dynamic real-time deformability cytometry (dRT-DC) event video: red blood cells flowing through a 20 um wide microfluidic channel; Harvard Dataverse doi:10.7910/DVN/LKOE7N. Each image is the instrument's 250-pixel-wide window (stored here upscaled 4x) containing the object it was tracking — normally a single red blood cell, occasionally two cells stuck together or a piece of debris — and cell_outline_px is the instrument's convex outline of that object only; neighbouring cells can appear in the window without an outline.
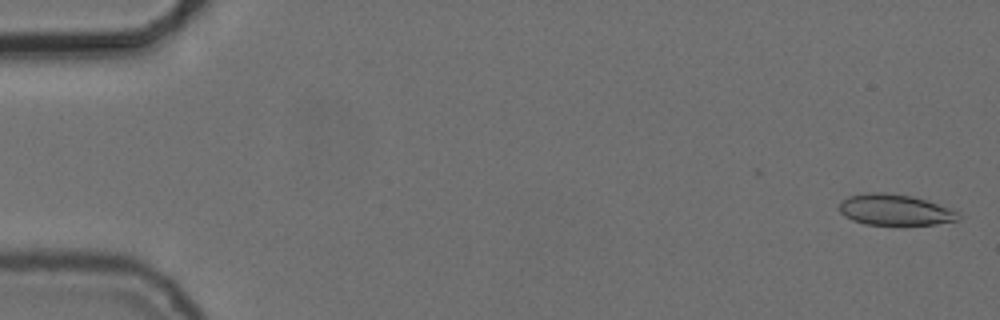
{"species": "common noctule bat (a hibernating species)", "species_latin": "Nyctalus noctula", "temperature_condition": "cold", "stored_images_in_passage": 55, "camera_frame_rate_fps": 3000, "um_per_image_px": 0.085, "animal": {"sex": "female", "body_mass_g": 24.6, "forearm_length_mm": 56.2}, "frame": {"image": 1, "passage_image": 2, "time_ms": 0.333, "image_size_px": [1000, 320], "cell_outline_px": [[964, 216], [956, 220], [936, 224], [864, 224], [852, 220], [844, 216], [840, 212], [840, 200], [848, 196], [864, 192], [884, 192], [912, 196], [936, 204], [956, 212]], "centroid_in_image_um": [75.99, 17.82], "position_along_channel_um": 9.0, "area_um2": 21.27}}
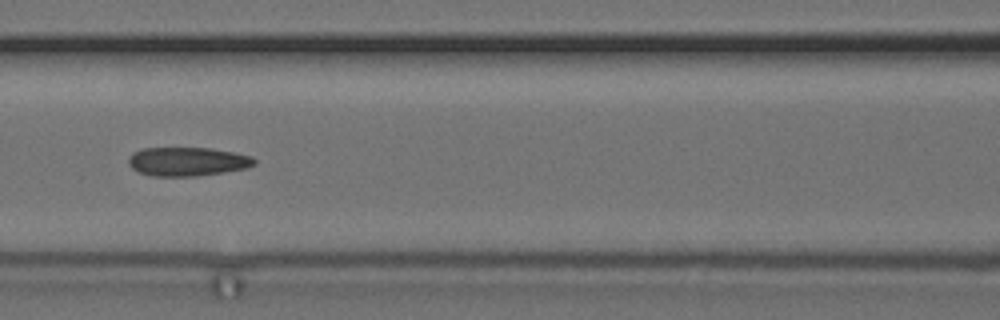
{"frame": {"image": 2, "passage_image": 25, "time_ms": 8.0, "image_size_px": [1000, 320], "cell_outline_px": [[256, 164], [248, 168], [224, 172], [196, 176], [152, 176], [140, 172], [132, 168], [128, 164], [128, 156], [132, 152], [144, 148], [208, 148], [232, 152], [252, 156], [256, 160]], "centroid_in_image_um": [15.93, 13.73], "position_along_channel_um": 150.7, "area_um2": 21.21}}
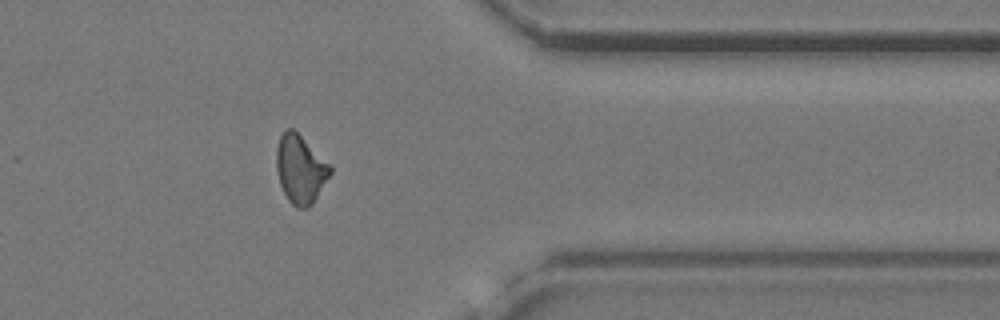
{"frame": {"image": 3, "passage_image": 45, "time_ms": 14.667, "image_size_px": [1000, 320], "cell_outline_px": [[332, 172], [312, 204], [308, 208], [296, 208], [288, 200], [280, 184], [276, 168], [276, 148], [280, 136], [284, 128], [292, 128], [332, 164]], "centroid_in_image_um": [25.54, 14.36], "position_along_channel_um": 385.9, "area_um2": 21.62}, "authors_computed_cell_mechanics": {"area_um2": 21.3282, "velocity_mm_per_s": 3.74, "shape_relaxation_time_tau1_ms": null, "shape_relaxation_time_tau2_ms": 3.7658, "deformation_change_tau1": null, "deformation_change_tau2": 0.1087}}